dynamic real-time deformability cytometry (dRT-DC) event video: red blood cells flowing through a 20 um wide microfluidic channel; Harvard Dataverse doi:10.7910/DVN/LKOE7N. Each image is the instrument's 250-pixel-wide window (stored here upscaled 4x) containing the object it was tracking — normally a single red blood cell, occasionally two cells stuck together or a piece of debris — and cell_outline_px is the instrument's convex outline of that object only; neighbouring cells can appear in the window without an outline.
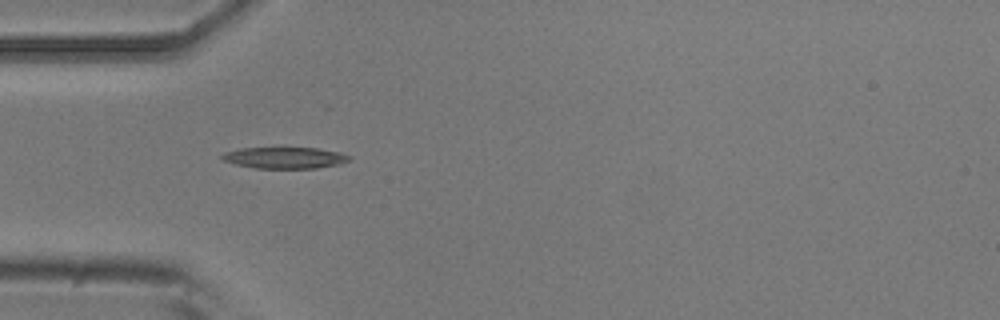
{"species": "common noctule bat (a hibernating species)", "species_latin": "Nyctalus noctula", "temperature_condition": "room temperature", "stored_images_in_passage": 5, "camera_frame_rate_fps": 3000, "um_per_image_px": 0.085, "animal": {"sex": "male", "body_mass_g": 20.5, "forearm_length_mm": 52.5}, "frame": {"image": 1, "passage_image": 1, "time_ms": 0.0, "image_size_px": [1000, 320], "cell_outline_px": [[352, 160], [340, 164], [316, 168], [256, 168], [236, 164], [224, 160], [220, 156], [224, 152], [240, 148], [316, 148], [340, 152], [352, 156]], "centroid_in_image_um": [24.25, 13.41], "position_along_channel_um": 60.7, "area_um2": 15.84}}
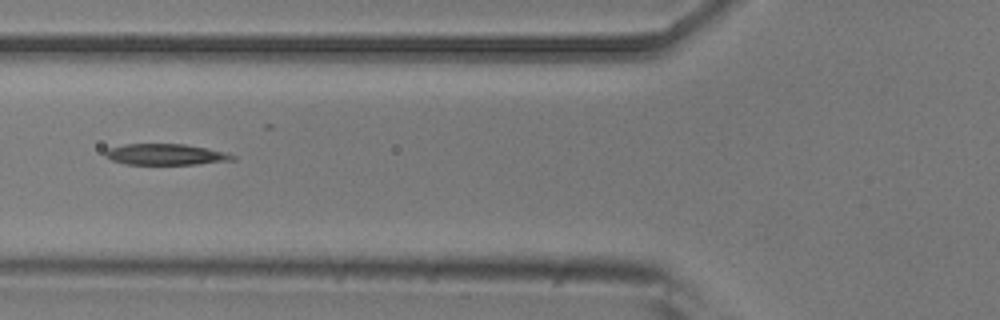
{"frame": {"image": 2, "passage_image": 2, "time_ms": 1.333, "image_size_px": [1000, 320], "cell_outline_px": [[236, 160], [196, 164], [124, 164], [112, 160], [104, 156], [104, 152], [108, 148], [124, 144], [184, 144], [228, 152], [236, 156]], "centroid_in_image_um": [14.09, 13.12], "position_along_channel_um": 111.7, "area_um2": 15.72}}
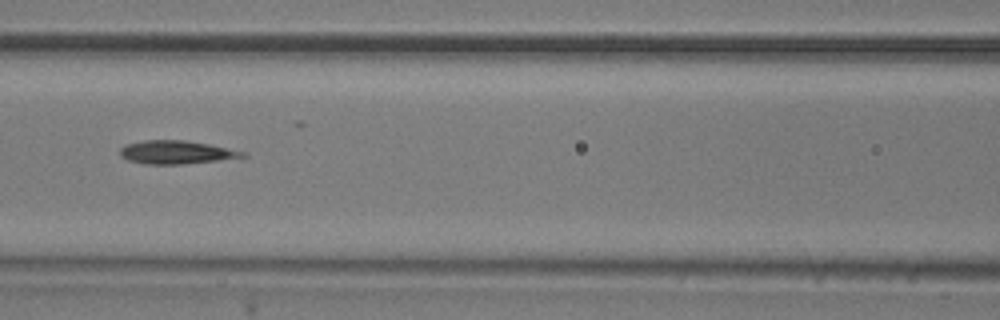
{"frame": {"image": 3, "passage_image": 3, "time_ms": 2.333, "image_size_px": [1000, 320], "cell_outline_px": [[248, 156], [216, 160], [180, 164], [144, 164], [128, 160], [120, 156], [120, 148], [124, 144], [144, 140], [184, 140], [208, 144], [248, 152]], "centroid_in_image_um": [14.95, 12.93], "position_along_channel_um": 151.7, "area_um2": 16.59}}